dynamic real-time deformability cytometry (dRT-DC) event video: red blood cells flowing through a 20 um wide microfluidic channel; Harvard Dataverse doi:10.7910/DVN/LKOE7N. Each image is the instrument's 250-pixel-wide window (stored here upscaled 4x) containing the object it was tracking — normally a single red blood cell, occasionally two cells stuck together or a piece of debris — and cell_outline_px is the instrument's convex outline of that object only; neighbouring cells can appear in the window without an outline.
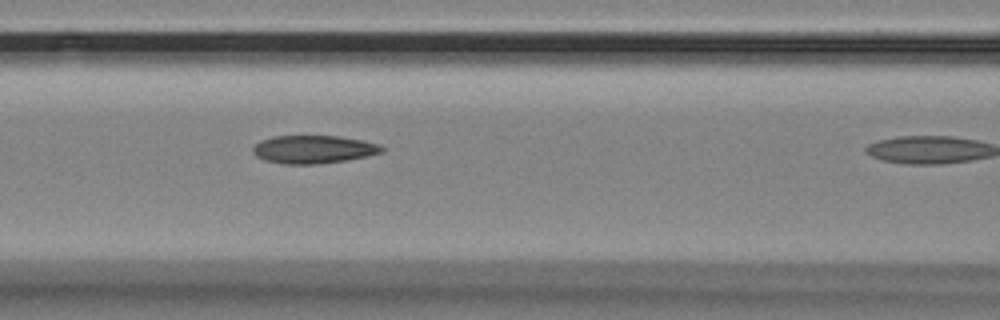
{"species": "Egyptian fruit bat (a non-hibernating species)", "species_latin": "Rousettus aegyptiacus", "temperature_condition": "room temperature", "stored_images_in_passage": 5, "camera_frame_rate_fps": 3000, "um_per_image_px": 0.085, "animal": {"sex": "female"}, "frame": {"image": 1, "passage_image": 4, "time_ms": 1.0, "image_size_px": [1000, 320], "cell_outline_px": [[384, 152], [348, 160], [316, 164], [284, 164], [264, 160], [256, 156], [252, 152], [252, 148], [260, 140], [272, 136], [340, 136], [380, 144], [384, 148]], "centroid_in_image_um": [26.63, 12.7], "position_along_channel_um": 140.0, "area_um2": 21.15}}